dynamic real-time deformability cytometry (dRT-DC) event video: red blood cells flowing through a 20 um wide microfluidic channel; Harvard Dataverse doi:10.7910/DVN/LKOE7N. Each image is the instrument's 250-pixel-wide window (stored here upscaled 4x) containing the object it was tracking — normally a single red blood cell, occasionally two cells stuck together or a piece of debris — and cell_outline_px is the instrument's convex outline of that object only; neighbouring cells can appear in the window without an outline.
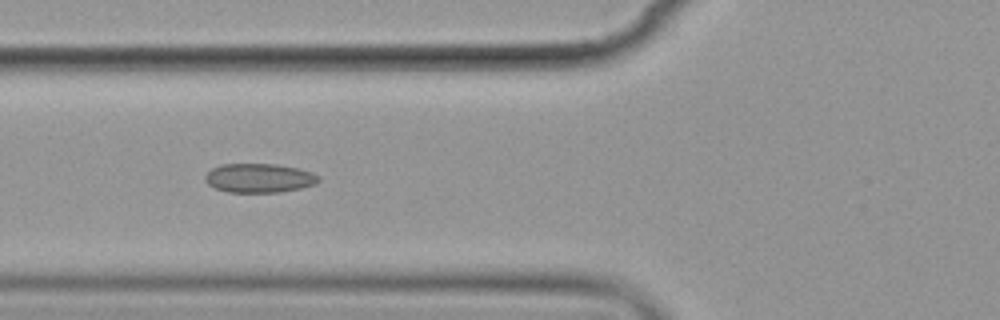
{"species": "common noctule bat (a hibernating species)", "species_latin": "Nyctalus noctula", "temperature_condition": "cold", "stored_images_in_passage": 8, "camera_frame_rate_fps": 3000, "um_per_image_px": 0.085, "animal": {"sex": "female", "body_mass_g": 19.9}, "frame": {"image": 1, "passage_image": 7, "time_ms": 6.667, "image_size_px": [1000, 320], "cell_outline_px": [[320, 180], [316, 184], [300, 188], [280, 192], [228, 192], [216, 188], [208, 184], [204, 180], [204, 176], [212, 168], [220, 164], [276, 164], [300, 168], [312, 172], [320, 176]], "centroid_in_image_um": [22.05, 15.12], "position_along_channel_um": 103.8, "area_um2": 19.36}}
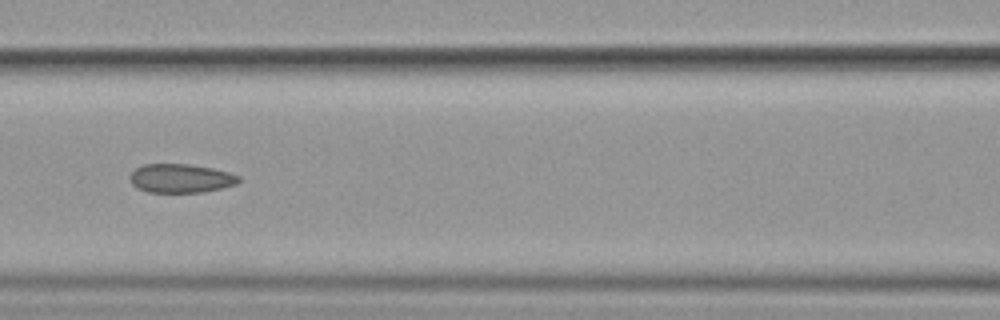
{"frame": {"image": 2, "passage_image": 8, "time_ms": 8.0, "image_size_px": [1000, 320], "cell_outline_px": [[240, 180], [236, 184], [224, 188], [204, 192], [148, 192], [136, 188], [132, 184], [128, 176], [136, 168], [144, 164], [188, 164], [212, 168], [228, 172], [240, 176]], "centroid_in_image_um": [15.36, 15.16], "position_along_channel_um": 151.2, "area_um2": 18.38}}